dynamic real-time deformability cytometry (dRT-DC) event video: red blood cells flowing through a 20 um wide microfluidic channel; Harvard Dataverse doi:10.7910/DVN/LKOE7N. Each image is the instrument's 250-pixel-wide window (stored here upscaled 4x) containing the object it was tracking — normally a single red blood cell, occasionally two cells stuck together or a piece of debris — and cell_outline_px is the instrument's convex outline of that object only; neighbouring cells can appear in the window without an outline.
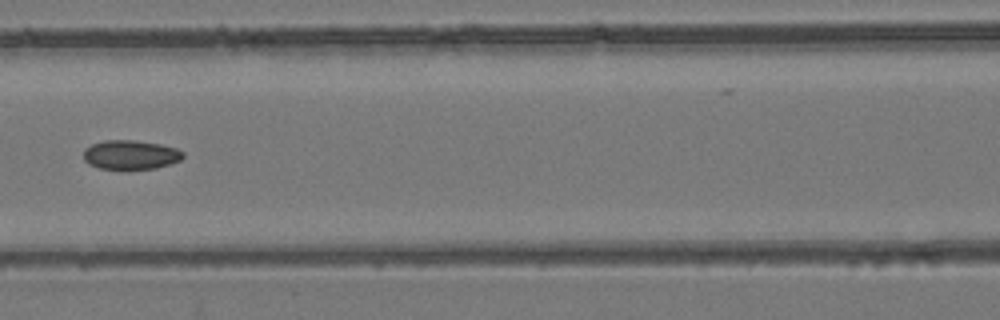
{"species": "common noctule bat (a hibernating species)", "species_latin": "Nyctalus noctula", "temperature_condition": "room temperature", "stored_images_in_passage": 5, "camera_frame_rate_fps": 3000, "um_per_image_px": 0.085, "animal": {"sex": "female", "body_mass_g": 24.6, "forearm_length_mm": 56.2}, "frame": {"image": 1, "passage_image": 5, "time_ms": 1.333, "image_size_px": [1000, 320], "cell_outline_px": [[184, 156], [180, 160], [156, 168], [100, 168], [88, 164], [84, 160], [84, 148], [92, 144], [104, 140], [132, 140], [160, 144], [176, 148], [184, 152]], "centroid_in_image_um": [11.09, 13.14], "position_along_channel_um": 155.5, "area_um2": 16.7}}